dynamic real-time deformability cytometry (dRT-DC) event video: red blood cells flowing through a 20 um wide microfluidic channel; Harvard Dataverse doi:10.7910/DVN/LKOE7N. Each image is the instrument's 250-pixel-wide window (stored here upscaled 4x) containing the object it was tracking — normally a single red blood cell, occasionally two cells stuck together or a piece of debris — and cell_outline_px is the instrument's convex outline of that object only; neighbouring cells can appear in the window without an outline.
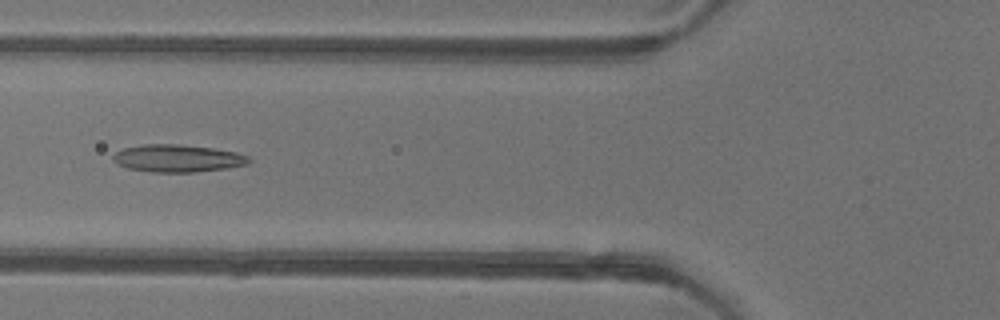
{"species": "common noctule bat (a hibernating species)", "species_latin": "Nyctalus noctula", "temperature_condition": "warm", "stored_images_in_passage": 53, "camera_frame_rate_fps": 3000, "um_per_image_px": 0.085, "animal": {"sex": "female"}, "frame": {"image": 1, "passage_image": 20, "time_ms": 6.333, "image_size_px": [1000, 320], "cell_outline_px": [[252, 160], [248, 164], [228, 168], [196, 172], [152, 172], [128, 168], [116, 164], [112, 160], [112, 156], [116, 152], [124, 148], [144, 144], [180, 144], [212, 148], [236, 152], [248, 156]], "centroid_in_image_um": [15.1, 13.46], "position_along_channel_um": 110.7, "area_um2": 21.85}}
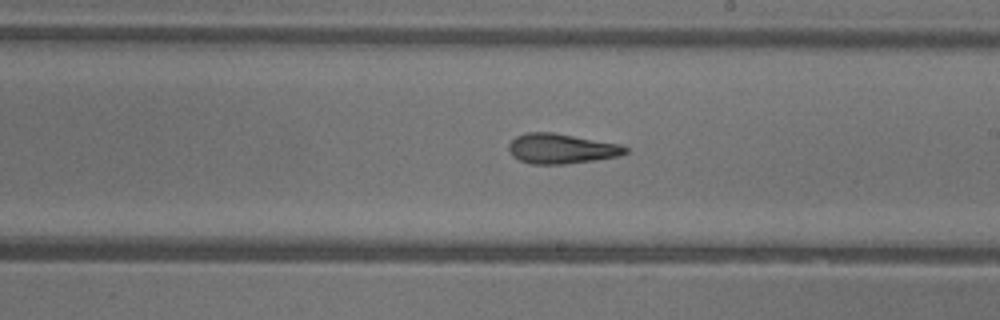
{"frame": {"image": 2, "passage_image": 30, "time_ms": 9.667, "image_size_px": [1000, 320], "cell_outline_px": [[628, 152], [620, 156], [596, 160], [564, 164], [528, 164], [512, 156], [508, 152], [508, 144], [516, 136], [528, 132], [552, 132], [620, 144], [628, 148]], "centroid_in_image_um": [47.7, 12.64], "position_along_channel_um": 241.3, "area_um2": 20.52}}
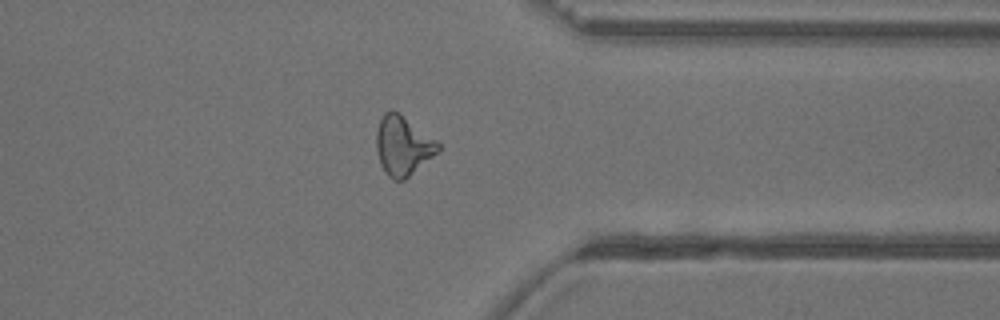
{"frame": {"image": 3, "passage_image": 41, "time_ms": 13.333, "image_size_px": [1000, 320], "cell_outline_px": [[440, 148], [432, 156], [404, 180], [392, 180], [388, 176], [380, 164], [376, 148], [376, 132], [380, 120], [384, 112], [400, 112], [436, 140], [440, 144]], "centroid_in_image_um": [34.22, 12.38], "position_along_channel_um": 377.2, "area_um2": 21.04}, "authors_computed_cell_mechanics": {"area_um2": 21.0392, "velocity_mm_per_s": 3.9105, "shape_relaxation_time_tau1_ms": null, "shape_relaxation_time_tau2_ms": 3.8115, "deformation_change_tau1": null, "deformation_change_tau2": 0.1448}}